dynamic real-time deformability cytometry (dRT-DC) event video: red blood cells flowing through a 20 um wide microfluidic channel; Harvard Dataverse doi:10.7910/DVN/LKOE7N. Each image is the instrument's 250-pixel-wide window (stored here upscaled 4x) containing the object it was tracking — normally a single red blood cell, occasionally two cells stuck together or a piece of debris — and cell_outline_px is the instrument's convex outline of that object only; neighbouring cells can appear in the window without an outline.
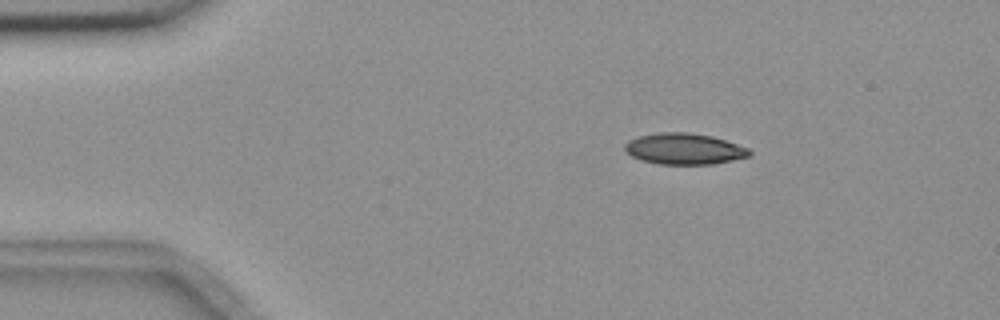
{"species": "common noctule bat (a hibernating species)", "species_latin": "Nyctalus noctula", "temperature_condition": "room temperature", "stored_images_in_passage": 5, "camera_frame_rate_fps": 3000, "um_per_image_px": 0.085, "animal": {"sex": "female", "body_mass_g": 18.4}, "frame": {"image": 1, "passage_image": 3, "time_ms": 2.0, "image_size_px": [1000, 320], "cell_outline_px": [[752, 156], [712, 164], [656, 164], [640, 160], [624, 152], [624, 144], [628, 140], [640, 136], [660, 132], [688, 132], [712, 136], [748, 148], [752, 152]], "centroid_in_image_um": [58.13, 12.66], "position_along_channel_um": 26.9, "area_um2": 22.72}}